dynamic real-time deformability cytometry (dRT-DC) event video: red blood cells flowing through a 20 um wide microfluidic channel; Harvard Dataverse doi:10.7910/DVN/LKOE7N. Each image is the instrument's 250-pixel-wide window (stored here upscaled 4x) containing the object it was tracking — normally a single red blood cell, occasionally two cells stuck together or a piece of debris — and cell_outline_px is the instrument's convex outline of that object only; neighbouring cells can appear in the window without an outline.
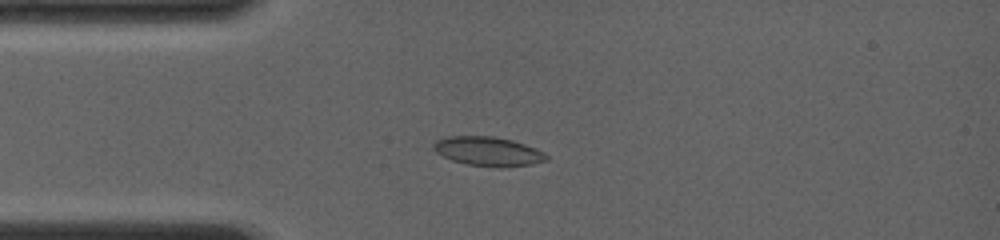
{"species": "common noctule bat (a hibernating species)", "species_latin": "Nyctalus noctula", "temperature_condition": "room temperature", "stored_images_in_passage": 41, "camera_frame_rate_fps": 4000, "um_per_image_px": 0.085, "animal": {"sex": "female", "body_mass_g": 19.0, "forearm_length_mm": 56.7}, "frame": {"image": 1, "passage_image": 8, "time_ms": 3.25, "image_size_px": [1000, 240], "cell_outline_px": [[548, 160], [532, 164], [500, 168], [496, 168], [468, 164], [452, 160], [436, 152], [432, 148], [432, 144], [436, 140], [448, 136], [492, 136], [512, 140], [536, 148], [544, 152], [548, 156]], "centroid_in_image_um": [41.5, 12.87], "position_along_channel_um": 43.5, "area_um2": 19.31}}
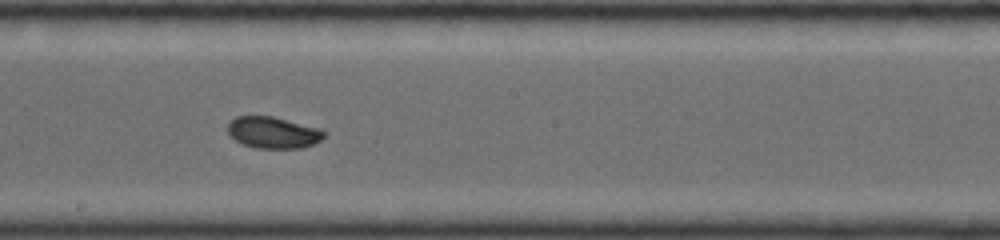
{"frame": {"image": 2, "passage_image": 21, "time_ms": 8.0, "image_size_px": [1000, 240], "cell_outline_px": [[328, 132], [320, 140], [312, 144], [300, 148], [256, 148], [244, 144], [236, 140], [228, 132], [228, 124], [236, 116], [272, 116], [320, 128]], "centroid_in_image_um": [23.24, 11.26], "position_along_channel_um": 225.0, "area_um2": 17.57}}
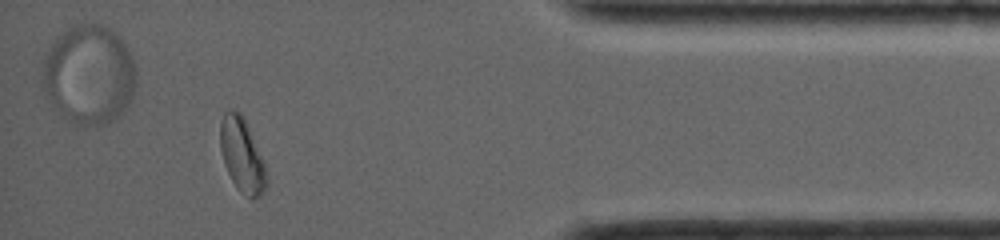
{"frame": {"image": 3, "passage_image": 36, "time_ms": 13.25, "image_size_px": [1000, 240], "cell_outline_px": [[268, 184], [252, 200], [240, 192], [236, 188], [224, 164], [220, 148], [220, 120], [224, 112], [232, 108], [240, 112], [244, 116], [264, 160], [268, 180]], "centroid_in_image_um": [20.57, 13.15], "position_along_channel_um": 414.6, "area_um2": 20.23}, "authors_computed_cell_mechanics": {"area_um2": 18.5538, "velocity_mm_per_s": 4.114, "shape_relaxation_time_tau1_ms": 3.9907, "shape_relaxation_time_tau2_ms": null, "deformation_change_tau1": 0.1138, "deformation_change_tau2": null}}